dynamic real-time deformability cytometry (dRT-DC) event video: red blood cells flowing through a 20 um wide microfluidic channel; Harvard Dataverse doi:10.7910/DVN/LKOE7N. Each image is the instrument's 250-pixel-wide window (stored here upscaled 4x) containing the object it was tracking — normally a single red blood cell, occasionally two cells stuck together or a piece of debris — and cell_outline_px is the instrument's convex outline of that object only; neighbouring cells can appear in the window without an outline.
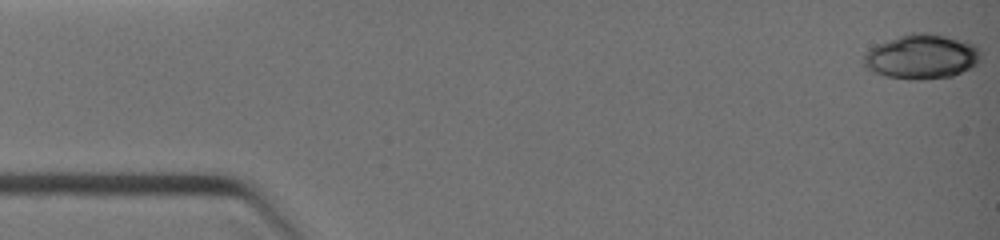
{"species": "common noctule bat (a hibernating species)", "species_latin": "Nyctalus noctula", "temperature_condition": "warm", "stored_images_in_passage": 8, "camera_frame_rate_fps": 3000, "um_per_image_px": 0.085, "animal": {"sex": "female", "body_mass_g": 19.0, "forearm_length_mm": 51.5}, "frame": {"image": 1, "passage_image": 1, "time_ms": 0.0, "image_size_px": [1000, 240], "cell_outline_px": [[980, 60], [972, 68], [952, 76], [924, 80], [908, 80], [884, 76], [872, 72], [864, 68], [864, 52], [876, 44], [912, 32], [928, 32], [968, 40], [976, 44], [980, 48]], "centroid_in_image_um": [78.36, 4.81], "position_along_channel_um": 6.6, "area_um2": 31.21}}
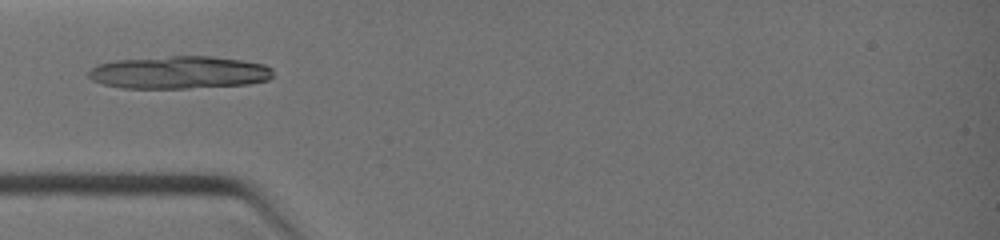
{"frame": {"image": 2, "passage_image": 6, "time_ms": 3.667, "image_size_px": [1000, 240], "cell_outline_px": [[272, 76], [268, 80], [248, 84], [188, 88], [124, 88], [104, 84], [92, 80], [88, 76], [88, 72], [96, 64], [116, 60], [172, 56], [212, 56], [244, 60], [264, 64], [272, 68]], "centroid_in_image_um": [15.24, 6.15], "position_along_channel_um": 69.8, "area_um2": 35.14}}
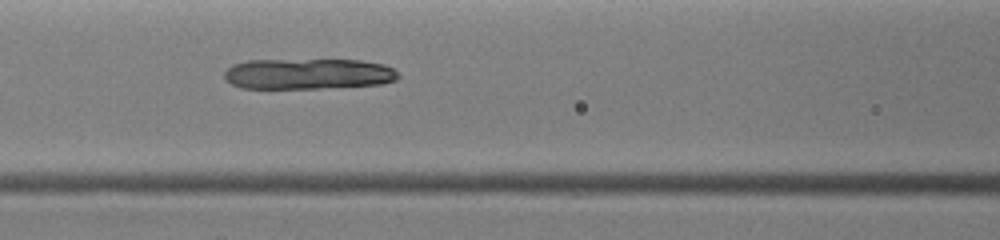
{"frame": {"image": 3, "passage_image": 8, "time_ms": 5.0, "image_size_px": [1000, 240], "cell_outline_px": [[400, 76], [396, 80], [380, 84], [320, 88], [240, 88], [224, 80], [224, 72], [232, 64], [248, 60], [360, 60], [384, 64], [392, 68]], "centroid_in_image_um": [26.16, 6.28], "position_along_channel_um": 140.4, "area_um2": 31.21}}